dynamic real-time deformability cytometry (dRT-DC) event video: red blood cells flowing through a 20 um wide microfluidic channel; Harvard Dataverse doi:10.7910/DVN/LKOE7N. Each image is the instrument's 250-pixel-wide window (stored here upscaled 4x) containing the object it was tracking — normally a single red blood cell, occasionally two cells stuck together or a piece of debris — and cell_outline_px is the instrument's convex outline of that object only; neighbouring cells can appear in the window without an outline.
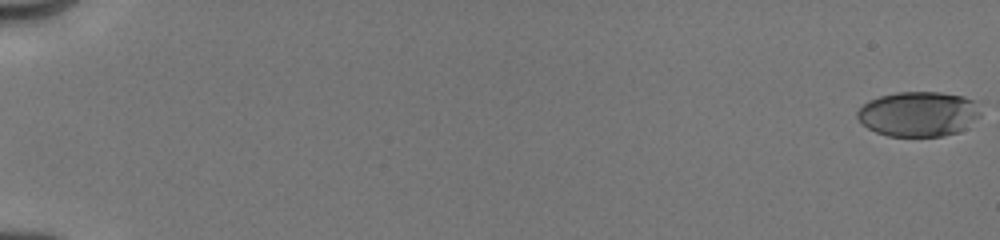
{"species": "human", "species_latin": "Homo sapiens", "temperature_condition": "cold", "stored_images_in_passage": 22, "camera_frame_rate_fps": 3000, "um_per_image_px": 0.085, "donor": {"sex": "male"}, "frame": {"image": 1, "passage_image": 1, "time_ms": 0.0, "image_size_px": [1000, 240], "cell_outline_px": [[980, 116], [960, 132], [944, 136], [888, 136], [876, 132], [868, 128], [856, 116], [856, 112], [868, 100], [880, 96], [896, 92], [940, 92], [964, 96], [972, 100], [980, 112]], "centroid_in_image_um": [78.06, 9.69], "position_along_channel_um": 6.9, "area_um2": 32.25}}
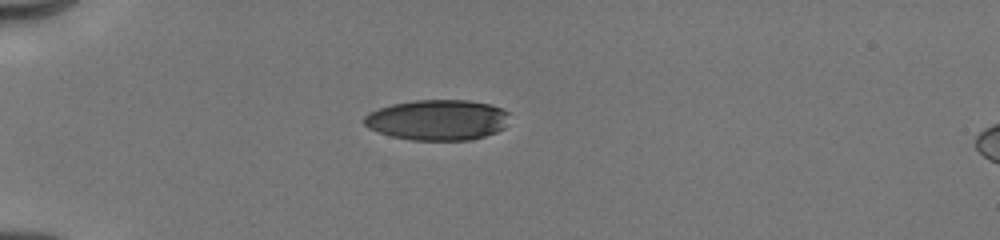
{"frame": {"image": 2, "passage_image": 11, "time_ms": 5.333, "image_size_px": [1000, 240], "cell_outline_px": [[508, 112], [504, 128], [496, 132], [472, 140], [412, 140], [392, 136], [368, 128], [364, 124], [364, 116], [368, 112], [392, 104], [416, 100], [468, 100], [488, 104], [500, 108]], "centroid_in_image_um": [37.17, 10.19], "position_along_channel_um": 47.8, "area_um2": 34.16}}
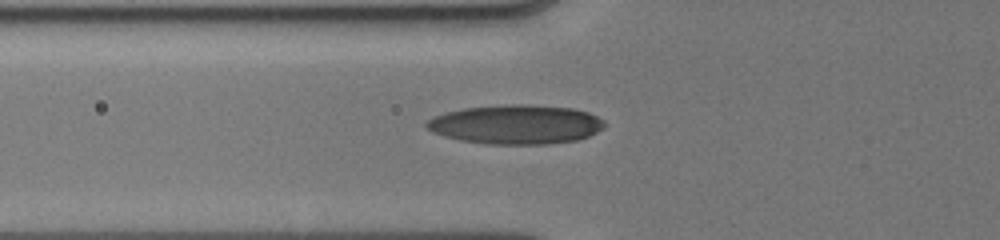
{"frame": {"image": 3, "passage_image": 18, "time_ms": 7.0, "image_size_px": [1000, 240], "cell_outline_px": [[608, 124], [604, 128], [588, 136], [576, 140], [548, 144], [484, 144], [460, 140], [444, 136], [432, 132], [424, 124], [432, 116], [464, 108], [504, 104], [528, 104], [572, 108], [588, 112], [604, 120]], "centroid_in_image_um": [43.86, 10.57], "position_along_channel_um": 81.9, "area_um2": 40.92}}